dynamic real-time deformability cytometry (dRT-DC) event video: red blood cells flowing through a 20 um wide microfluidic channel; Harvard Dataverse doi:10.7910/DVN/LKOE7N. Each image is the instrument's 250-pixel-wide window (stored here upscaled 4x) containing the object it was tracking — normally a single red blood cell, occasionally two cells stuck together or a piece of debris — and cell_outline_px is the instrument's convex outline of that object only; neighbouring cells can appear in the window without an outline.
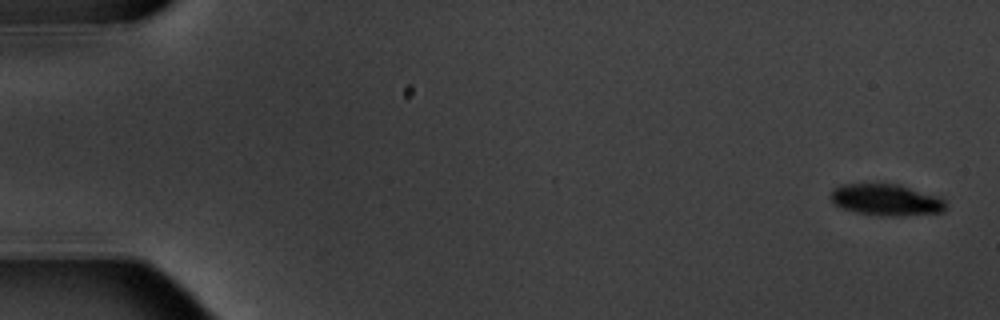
{"species": "common noctule bat (a hibernating species)", "species_latin": "Nyctalus noctula", "temperature_condition": "warm", "stored_images_in_passage": 5, "camera_frame_rate_fps": 3000, "um_per_image_px": 0.085, "animal": {"sex": "male", "body_mass_g": 20.1, "forearm_length_mm": 53.5}, "frame": {"image": 1, "passage_image": 1, "time_ms": 0.0, "image_size_px": [1000, 320], "cell_outline_px": [[944, 212], [900, 216], [888, 216], [856, 212], [844, 208], [836, 204], [828, 196], [832, 188], [840, 184], [900, 184], [940, 196], [944, 200]], "centroid_in_image_um": [75.32, 16.97], "position_along_channel_um": 9.7, "area_um2": 21.21}}
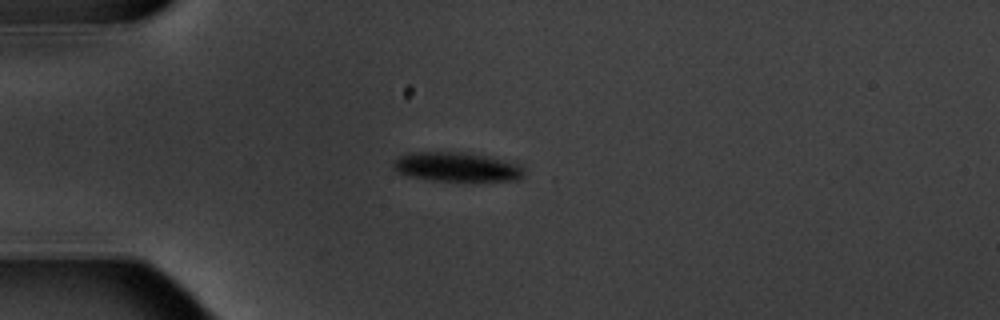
{"frame": {"image": 2, "passage_image": 5, "time_ms": 4.667, "image_size_px": [1000, 320], "cell_outline_px": [[524, 176], [516, 180], [432, 180], [404, 176], [396, 172], [392, 168], [392, 160], [400, 156], [412, 152], [460, 152], [484, 156], [516, 164], [524, 168]], "centroid_in_image_um": [38.7, 14.19], "position_along_channel_um": 46.3, "area_um2": 22.02}}